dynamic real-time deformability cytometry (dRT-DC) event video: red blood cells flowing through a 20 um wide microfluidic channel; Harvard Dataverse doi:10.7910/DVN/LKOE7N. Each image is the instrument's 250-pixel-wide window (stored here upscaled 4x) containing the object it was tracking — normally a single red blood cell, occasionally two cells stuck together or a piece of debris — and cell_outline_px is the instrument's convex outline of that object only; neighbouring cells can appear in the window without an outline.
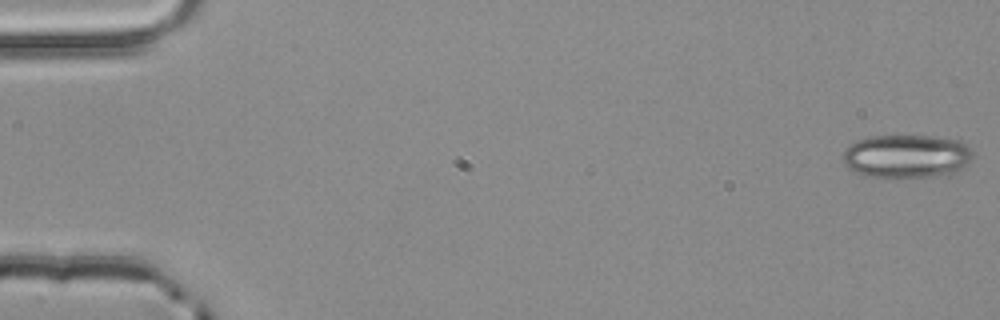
{"species": "common noctule bat (a hibernating species)", "species_latin": "Nyctalus noctula", "temperature_condition": "room temperature", "stored_images_in_passage": 4, "camera_frame_rate_fps": 3000, "um_per_image_px": 0.085, "animal": {"sex": "male", "body_mass_g": 20.4}, "frame": {"image": 1, "passage_image": 1, "time_ms": 0.0, "image_size_px": [1000, 320], "cell_outline_px": [[972, 160], [960, 172], [948, 176], [864, 176], [848, 168], [844, 164], [844, 148], [848, 144], [856, 140], [872, 136], [932, 136], [960, 140], [972, 152]], "centroid_in_image_um": [77.09, 13.28], "position_along_channel_um": 7.9, "area_um2": 33.06}}